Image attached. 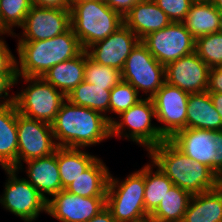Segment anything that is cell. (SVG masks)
Masks as SVG:
<instances>
[{"label": "cell", "mask_w": 222, "mask_h": 222, "mask_svg": "<svg viewBox=\"0 0 222 222\" xmlns=\"http://www.w3.org/2000/svg\"><path fill=\"white\" fill-rule=\"evenodd\" d=\"M52 130L59 147L86 149L111 138V123L102 113L67 99L52 123Z\"/></svg>", "instance_id": "obj_1"}, {"label": "cell", "mask_w": 222, "mask_h": 222, "mask_svg": "<svg viewBox=\"0 0 222 222\" xmlns=\"http://www.w3.org/2000/svg\"><path fill=\"white\" fill-rule=\"evenodd\" d=\"M153 163L173 182L191 195L215 189L222 180L206 165L191 160L170 140L148 152Z\"/></svg>", "instance_id": "obj_2"}, {"label": "cell", "mask_w": 222, "mask_h": 222, "mask_svg": "<svg viewBox=\"0 0 222 222\" xmlns=\"http://www.w3.org/2000/svg\"><path fill=\"white\" fill-rule=\"evenodd\" d=\"M17 76L43 77L58 63L78 56L84 49L72 27L51 39L17 42Z\"/></svg>", "instance_id": "obj_3"}, {"label": "cell", "mask_w": 222, "mask_h": 222, "mask_svg": "<svg viewBox=\"0 0 222 222\" xmlns=\"http://www.w3.org/2000/svg\"><path fill=\"white\" fill-rule=\"evenodd\" d=\"M71 27L84 50L104 40L124 24L123 17L104 1L70 3Z\"/></svg>", "instance_id": "obj_4"}, {"label": "cell", "mask_w": 222, "mask_h": 222, "mask_svg": "<svg viewBox=\"0 0 222 222\" xmlns=\"http://www.w3.org/2000/svg\"><path fill=\"white\" fill-rule=\"evenodd\" d=\"M144 166L129 174L122 181L110 172L106 207L117 222H149L144 205Z\"/></svg>", "instance_id": "obj_5"}, {"label": "cell", "mask_w": 222, "mask_h": 222, "mask_svg": "<svg viewBox=\"0 0 222 222\" xmlns=\"http://www.w3.org/2000/svg\"><path fill=\"white\" fill-rule=\"evenodd\" d=\"M118 117H116L118 121L113 118L111 122L112 138L115 136L120 137V139L121 137L126 138L128 141L145 147L147 152L166 140L161 135L158 126L151 123L152 118H156L155 107L151 98L143 97Z\"/></svg>", "instance_id": "obj_6"}, {"label": "cell", "mask_w": 222, "mask_h": 222, "mask_svg": "<svg viewBox=\"0 0 222 222\" xmlns=\"http://www.w3.org/2000/svg\"><path fill=\"white\" fill-rule=\"evenodd\" d=\"M19 79L28 84L14 95L18 113L52 124L66 96L42 77L17 76L16 85Z\"/></svg>", "instance_id": "obj_7"}, {"label": "cell", "mask_w": 222, "mask_h": 222, "mask_svg": "<svg viewBox=\"0 0 222 222\" xmlns=\"http://www.w3.org/2000/svg\"><path fill=\"white\" fill-rule=\"evenodd\" d=\"M121 80L130 83L139 95L142 91L145 98H152L166 82L165 65L160 64L139 41L124 63Z\"/></svg>", "instance_id": "obj_8"}, {"label": "cell", "mask_w": 222, "mask_h": 222, "mask_svg": "<svg viewBox=\"0 0 222 222\" xmlns=\"http://www.w3.org/2000/svg\"><path fill=\"white\" fill-rule=\"evenodd\" d=\"M8 177L0 204L4 209L20 217L25 222H32L40 213H47V200L26 180L18 177L19 170L3 168Z\"/></svg>", "instance_id": "obj_9"}, {"label": "cell", "mask_w": 222, "mask_h": 222, "mask_svg": "<svg viewBox=\"0 0 222 222\" xmlns=\"http://www.w3.org/2000/svg\"><path fill=\"white\" fill-rule=\"evenodd\" d=\"M17 170H24L22 161L47 157L55 153L57 144L52 124L26 117L17 110Z\"/></svg>", "instance_id": "obj_10"}, {"label": "cell", "mask_w": 222, "mask_h": 222, "mask_svg": "<svg viewBox=\"0 0 222 222\" xmlns=\"http://www.w3.org/2000/svg\"><path fill=\"white\" fill-rule=\"evenodd\" d=\"M141 42L163 65L195 52L196 39L184 22H171L167 27L146 35Z\"/></svg>", "instance_id": "obj_11"}, {"label": "cell", "mask_w": 222, "mask_h": 222, "mask_svg": "<svg viewBox=\"0 0 222 222\" xmlns=\"http://www.w3.org/2000/svg\"><path fill=\"white\" fill-rule=\"evenodd\" d=\"M188 93L167 82L151 98L154 103L158 129L166 139L187 128ZM163 124V126H162Z\"/></svg>", "instance_id": "obj_12"}, {"label": "cell", "mask_w": 222, "mask_h": 222, "mask_svg": "<svg viewBox=\"0 0 222 222\" xmlns=\"http://www.w3.org/2000/svg\"><path fill=\"white\" fill-rule=\"evenodd\" d=\"M71 27L70 9L46 8L31 6L24 23L20 27L23 32L12 35L18 42L46 40L66 32Z\"/></svg>", "instance_id": "obj_13"}, {"label": "cell", "mask_w": 222, "mask_h": 222, "mask_svg": "<svg viewBox=\"0 0 222 222\" xmlns=\"http://www.w3.org/2000/svg\"><path fill=\"white\" fill-rule=\"evenodd\" d=\"M106 207V197H82L65 189L47 200V213L60 222H87Z\"/></svg>", "instance_id": "obj_14"}, {"label": "cell", "mask_w": 222, "mask_h": 222, "mask_svg": "<svg viewBox=\"0 0 222 222\" xmlns=\"http://www.w3.org/2000/svg\"><path fill=\"white\" fill-rule=\"evenodd\" d=\"M210 67L193 52L165 66L166 82L188 94L207 91Z\"/></svg>", "instance_id": "obj_15"}, {"label": "cell", "mask_w": 222, "mask_h": 222, "mask_svg": "<svg viewBox=\"0 0 222 222\" xmlns=\"http://www.w3.org/2000/svg\"><path fill=\"white\" fill-rule=\"evenodd\" d=\"M140 39L125 24L104 40L89 46L85 51L97 63L122 70L131 50Z\"/></svg>", "instance_id": "obj_16"}, {"label": "cell", "mask_w": 222, "mask_h": 222, "mask_svg": "<svg viewBox=\"0 0 222 222\" xmlns=\"http://www.w3.org/2000/svg\"><path fill=\"white\" fill-rule=\"evenodd\" d=\"M214 139V130L184 128L169 140L191 160L206 165L214 172L216 158Z\"/></svg>", "instance_id": "obj_17"}, {"label": "cell", "mask_w": 222, "mask_h": 222, "mask_svg": "<svg viewBox=\"0 0 222 222\" xmlns=\"http://www.w3.org/2000/svg\"><path fill=\"white\" fill-rule=\"evenodd\" d=\"M27 181L43 196L45 200L59 193L62 188L57 165V149L47 157L32 159L25 162ZM48 195V197H46Z\"/></svg>", "instance_id": "obj_18"}, {"label": "cell", "mask_w": 222, "mask_h": 222, "mask_svg": "<svg viewBox=\"0 0 222 222\" xmlns=\"http://www.w3.org/2000/svg\"><path fill=\"white\" fill-rule=\"evenodd\" d=\"M123 20L140 41L146 35L161 30L172 22L153 0L136 3L123 17Z\"/></svg>", "instance_id": "obj_19"}, {"label": "cell", "mask_w": 222, "mask_h": 222, "mask_svg": "<svg viewBox=\"0 0 222 222\" xmlns=\"http://www.w3.org/2000/svg\"><path fill=\"white\" fill-rule=\"evenodd\" d=\"M18 135L15 103L0 106V166L17 169Z\"/></svg>", "instance_id": "obj_20"}, {"label": "cell", "mask_w": 222, "mask_h": 222, "mask_svg": "<svg viewBox=\"0 0 222 222\" xmlns=\"http://www.w3.org/2000/svg\"><path fill=\"white\" fill-rule=\"evenodd\" d=\"M182 222H222V182L191 196Z\"/></svg>", "instance_id": "obj_21"}, {"label": "cell", "mask_w": 222, "mask_h": 222, "mask_svg": "<svg viewBox=\"0 0 222 222\" xmlns=\"http://www.w3.org/2000/svg\"><path fill=\"white\" fill-rule=\"evenodd\" d=\"M187 128L222 130V119L212 103L208 91L189 95Z\"/></svg>", "instance_id": "obj_22"}, {"label": "cell", "mask_w": 222, "mask_h": 222, "mask_svg": "<svg viewBox=\"0 0 222 222\" xmlns=\"http://www.w3.org/2000/svg\"><path fill=\"white\" fill-rule=\"evenodd\" d=\"M109 176L108 167L98 157L65 190L82 197H106Z\"/></svg>", "instance_id": "obj_23"}, {"label": "cell", "mask_w": 222, "mask_h": 222, "mask_svg": "<svg viewBox=\"0 0 222 222\" xmlns=\"http://www.w3.org/2000/svg\"><path fill=\"white\" fill-rule=\"evenodd\" d=\"M85 50L78 56L58 63L42 77L65 96L84 81Z\"/></svg>", "instance_id": "obj_24"}, {"label": "cell", "mask_w": 222, "mask_h": 222, "mask_svg": "<svg viewBox=\"0 0 222 222\" xmlns=\"http://www.w3.org/2000/svg\"><path fill=\"white\" fill-rule=\"evenodd\" d=\"M98 156L81 148L57 147V165L62 188L65 189L80 176Z\"/></svg>", "instance_id": "obj_25"}, {"label": "cell", "mask_w": 222, "mask_h": 222, "mask_svg": "<svg viewBox=\"0 0 222 222\" xmlns=\"http://www.w3.org/2000/svg\"><path fill=\"white\" fill-rule=\"evenodd\" d=\"M184 24L195 39L217 33L219 29V11L212 2H193Z\"/></svg>", "instance_id": "obj_26"}, {"label": "cell", "mask_w": 222, "mask_h": 222, "mask_svg": "<svg viewBox=\"0 0 222 222\" xmlns=\"http://www.w3.org/2000/svg\"><path fill=\"white\" fill-rule=\"evenodd\" d=\"M110 92L111 90L95 86L84 80L66 95V99L74 105L102 113L111 123L114 117L111 118L107 115L109 112Z\"/></svg>", "instance_id": "obj_27"}, {"label": "cell", "mask_w": 222, "mask_h": 222, "mask_svg": "<svg viewBox=\"0 0 222 222\" xmlns=\"http://www.w3.org/2000/svg\"><path fill=\"white\" fill-rule=\"evenodd\" d=\"M191 196L188 191L173 185L149 216V222H182Z\"/></svg>", "instance_id": "obj_28"}, {"label": "cell", "mask_w": 222, "mask_h": 222, "mask_svg": "<svg viewBox=\"0 0 222 222\" xmlns=\"http://www.w3.org/2000/svg\"><path fill=\"white\" fill-rule=\"evenodd\" d=\"M154 167L156 171H153ZM144 184V205L146 212L151 215L174 184L153 161L144 166Z\"/></svg>", "instance_id": "obj_29"}, {"label": "cell", "mask_w": 222, "mask_h": 222, "mask_svg": "<svg viewBox=\"0 0 222 222\" xmlns=\"http://www.w3.org/2000/svg\"><path fill=\"white\" fill-rule=\"evenodd\" d=\"M31 0H0V33L14 35L31 9Z\"/></svg>", "instance_id": "obj_30"}, {"label": "cell", "mask_w": 222, "mask_h": 222, "mask_svg": "<svg viewBox=\"0 0 222 222\" xmlns=\"http://www.w3.org/2000/svg\"><path fill=\"white\" fill-rule=\"evenodd\" d=\"M84 80L95 86L111 90L121 81V71L114 67L97 63L92 60L85 51Z\"/></svg>", "instance_id": "obj_31"}, {"label": "cell", "mask_w": 222, "mask_h": 222, "mask_svg": "<svg viewBox=\"0 0 222 222\" xmlns=\"http://www.w3.org/2000/svg\"><path fill=\"white\" fill-rule=\"evenodd\" d=\"M195 52L210 67H222V34L212 33L198 37Z\"/></svg>", "instance_id": "obj_32"}, {"label": "cell", "mask_w": 222, "mask_h": 222, "mask_svg": "<svg viewBox=\"0 0 222 222\" xmlns=\"http://www.w3.org/2000/svg\"><path fill=\"white\" fill-rule=\"evenodd\" d=\"M137 90L128 82L121 80L115 85L110 92L109 113H115L119 116L122 112L140 101L143 95H140Z\"/></svg>", "instance_id": "obj_33"}, {"label": "cell", "mask_w": 222, "mask_h": 222, "mask_svg": "<svg viewBox=\"0 0 222 222\" xmlns=\"http://www.w3.org/2000/svg\"><path fill=\"white\" fill-rule=\"evenodd\" d=\"M172 22H184L193 0H153Z\"/></svg>", "instance_id": "obj_34"}, {"label": "cell", "mask_w": 222, "mask_h": 222, "mask_svg": "<svg viewBox=\"0 0 222 222\" xmlns=\"http://www.w3.org/2000/svg\"><path fill=\"white\" fill-rule=\"evenodd\" d=\"M16 78L17 72H0V106L14 103L15 96L9 95V90L15 85Z\"/></svg>", "instance_id": "obj_35"}, {"label": "cell", "mask_w": 222, "mask_h": 222, "mask_svg": "<svg viewBox=\"0 0 222 222\" xmlns=\"http://www.w3.org/2000/svg\"><path fill=\"white\" fill-rule=\"evenodd\" d=\"M3 35L9 36L10 34L0 33V72H17V59L1 37Z\"/></svg>", "instance_id": "obj_36"}, {"label": "cell", "mask_w": 222, "mask_h": 222, "mask_svg": "<svg viewBox=\"0 0 222 222\" xmlns=\"http://www.w3.org/2000/svg\"><path fill=\"white\" fill-rule=\"evenodd\" d=\"M207 91L209 93H222V67L210 68Z\"/></svg>", "instance_id": "obj_37"}, {"label": "cell", "mask_w": 222, "mask_h": 222, "mask_svg": "<svg viewBox=\"0 0 222 222\" xmlns=\"http://www.w3.org/2000/svg\"><path fill=\"white\" fill-rule=\"evenodd\" d=\"M111 9L124 17L131 8L143 0H103Z\"/></svg>", "instance_id": "obj_38"}, {"label": "cell", "mask_w": 222, "mask_h": 222, "mask_svg": "<svg viewBox=\"0 0 222 222\" xmlns=\"http://www.w3.org/2000/svg\"><path fill=\"white\" fill-rule=\"evenodd\" d=\"M216 158L214 159V173L222 180V130L215 131Z\"/></svg>", "instance_id": "obj_39"}, {"label": "cell", "mask_w": 222, "mask_h": 222, "mask_svg": "<svg viewBox=\"0 0 222 222\" xmlns=\"http://www.w3.org/2000/svg\"><path fill=\"white\" fill-rule=\"evenodd\" d=\"M31 3L38 7L70 9L69 0H31Z\"/></svg>", "instance_id": "obj_40"}, {"label": "cell", "mask_w": 222, "mask_h": 222, "mask_svg": "<svg viewBox=\"0 0 222 222\" xmlns=\"http://www.w3.org/2000/svg\"><path fill=\"white\" fill-rule=\"evenodd\" d=\"M87 222H117L111 213V211L105 207L102 211H100L97 215L91 218Z\"/></svg>", "instance_id": "obj_41"}, {"label": "cell", "mask_w": 222, "mask_h": 222, "mask_svg": "<svg viewBox=\"0 0 222 222\" xmlns=\"http://www.w3.org/2000/svg\"><path fill=\"white\" fill-rule=\"evenodd\" d=\"M209 94L212 103L215 106V109L217 110L222 119V93H209Z\"/></svg>", "instance_id": "obj_42"}, {"label": "cell", "mask_w": 222, "mask_h": 222, "mask_svg": "<svg viewBox=\"0 0 222 222\" xmlns=\"http://www.w3.org/2000/svg\"><path fill=\"white\" fill-rule=\"evenodd\" d=\"M211 2L219 12H222V0H212Z\"/></svg>", "instance_id": "obj_43"}, {"label": "cell", "mask_w": 222, "mask_h": 222, "mask_svg": "<svg viewBox=\"0 0 222 222\" xmlns=\"http://www.w3.org/2000/svg\"><path fill=\"white\" fill-rule=\"evenodd\" d=\"M218 32L222 34V12H219V29Z\"/></svg>", "instance_id": "obj_44"}, {"label": "cell", "mask_w": 222, "mask_h": 222, "mask_svg": "<svg viewBox=\"0 0 222 222\" xmlns=\"http://www.w3.org/2000/svg\"><path fill=\"white\" fill-rule=\"evenodd\" d=\"M70 3H76V2H81V1H89V0H69ZM97 1H103V0H97Z\"/></svg>", "instance_id": "obj_45"}, {"label": "cell", "mask_w": 222, "mask_h": 222, "mask_svg": "<svg viewBox=\"0 0 222 222\" xmlns=\"http://www.w3.org/2000/svg\"><path fill=\"white\" fill-rule=\"evenodd\" d=\"M194 2H198V1H204V2H211L212 0H193Z\"/></svg>", "instance_id": "obj_46"}]
</instances>
